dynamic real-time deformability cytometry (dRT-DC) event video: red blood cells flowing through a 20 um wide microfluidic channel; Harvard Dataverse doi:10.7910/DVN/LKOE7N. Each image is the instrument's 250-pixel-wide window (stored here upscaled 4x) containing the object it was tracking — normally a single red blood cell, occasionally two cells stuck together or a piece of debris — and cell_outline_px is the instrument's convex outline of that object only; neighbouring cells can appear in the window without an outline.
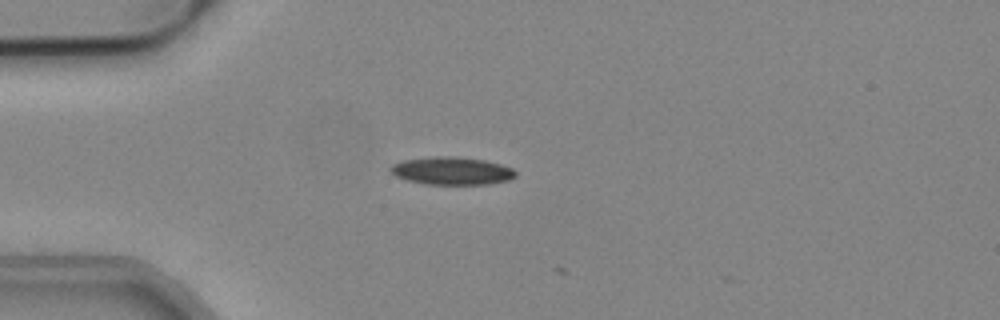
{"species": "common noctule bat (a hibernating species)", "species_latin": "Nyctalus noctula", "temperature_condition": "cold", "stored_images_in_passage": 4, "camera_frame_rate_fps": 3000, "um_per_image_px": 0.085, "animal": {"sex": "male", "body_mass_g": 19.2, "forearm_length_mm": 51.8}, "frame": {"image": 1, "passage_image": 2, "time_ms": 0.333, "image_size_px": [1000, 320], "cell_outline_px": [[516, 176], [508, 180], [488, 184], [424, 184], [408, 180], [396, 176], [388, 168], [392, 164], [404, 160], [432, 156], [452, 156], [484, 160], [500, 164], [512, 168], [516, 172]], "centroid_in_image_um": [38.39, 14.52], "position_along_channel_um": 46.6, "area_um2": 20.17}}